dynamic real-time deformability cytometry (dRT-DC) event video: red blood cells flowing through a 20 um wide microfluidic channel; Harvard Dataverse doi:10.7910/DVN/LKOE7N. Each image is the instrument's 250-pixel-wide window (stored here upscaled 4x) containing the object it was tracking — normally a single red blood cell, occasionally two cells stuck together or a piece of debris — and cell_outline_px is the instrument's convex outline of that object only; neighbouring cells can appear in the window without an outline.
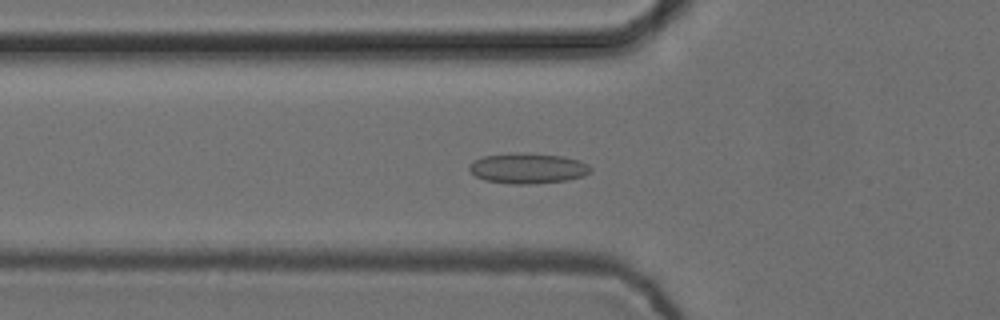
{"species": "common noctule bat (a hibernating species)", "species_latin": "Nyctalus noctula", "temperature_condition": "cold", "stored_images_in_passage": 50, "camera_frame_rate_fps": 3000, "um_per_image_px": 0.085, "animal": {"sex": "female", "body_mass_g": 24.6, "forearm_length_mm": 56.2}, "frame": {"image": 1, "passage_image": 19, "time_ms": 6.0, "image_size_px": [1000, 320], "cell_outline_px": [[592, 168], [584, 176], [564, 180], [532, 184], [512, 184], [484, 180], [476, 176], [468, 168], [468, 164], [484, 156], [564, 156], [580, 160], [588, 164]], "centroid_in_image_um": [44.89, 14.36], "position_along_channel_um": 80.9, "area_um2": 20.29}}
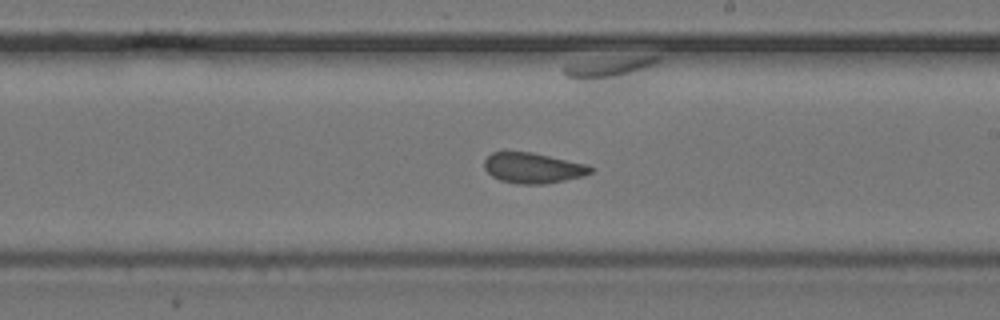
{"frame": {"image": 2, "passage_image": 32, "time_ms": 10.333, "image_size_px": [1000, 320], "cell_outline_px": [[592, 172], [584, 176], [544, 184], [516, 184], [500, 180], [492, 176], [484, 168], [484, 160], [492, 152], [532, 152], [588, 164], [592, 168]], "centroid_in_image_um": [45.3, 14.28], "position_along_channel_um": 243.7, "area_um2": 18.9}}
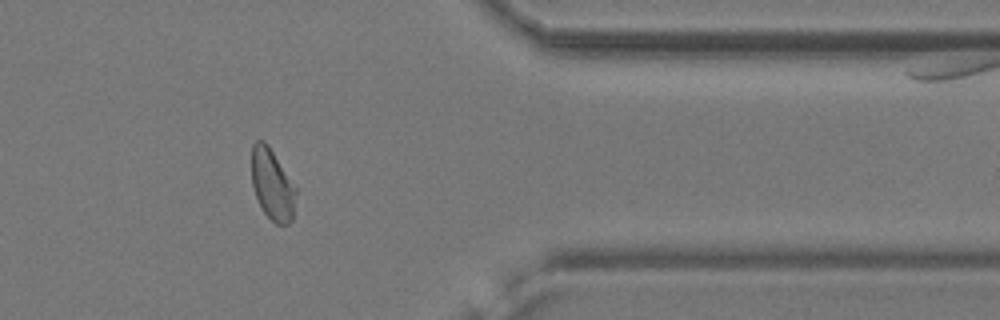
{"frame": {"image": 3, "passage_image": 45, "time_ms": 14.667, "image_size_px": [1000, 320], "cell_outline_px": [[300, 188], [292, 220], [288, 224], [276, 224], [264, 212], [256, 196], [252, 184], [252, 144], [256, 140], [264, 140], [268, 144]], "centroid_in_image_um": [23.22, 15.66], "position_along_channel_um": 388.2, "area_um2": 19.13}, "authors_computed_cell_mechanics": {"area_um2": 19.6231, "velocity_mm_per_s": 3.7349, "shape_relaxation_time_tau1_ms": null, "shape_relaxation_time_tau2_ms": 1.654, "deformation_change_tau1": null, "deformation_change_tau2": 0.0631}}